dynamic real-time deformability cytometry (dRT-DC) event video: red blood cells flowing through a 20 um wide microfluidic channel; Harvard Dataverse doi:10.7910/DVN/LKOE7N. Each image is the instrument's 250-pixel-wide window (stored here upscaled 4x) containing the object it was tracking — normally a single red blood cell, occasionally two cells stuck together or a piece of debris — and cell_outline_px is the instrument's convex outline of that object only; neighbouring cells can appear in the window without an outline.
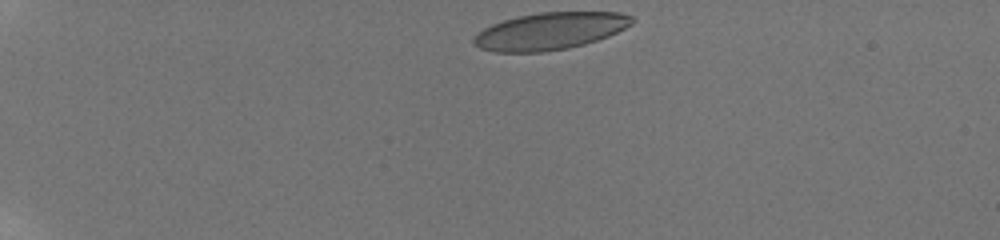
{"species": "human", "species_latin": "Homo sapiens", "temperature_condition": "room temperature", "stored_images_in_passage": 16, "camera_frame_rate_fps": 3000, "um_per_image_px": 0.085, "donor": {"sex": "male"}, "frame": {"image": 1, "passage_image": 1, "time_ms": 0.0, "image_size_px": [1000, 240], "cell_outline_px": [[636, 20], [632, 24], [608, 36], [584, 44], [568, 48], [540, 52], [496, 52], [480, 48], [472, 44], [472, 40], [484, 28], [492, 24], [516, 16], [540, 12], [620, 12], [632, 16]], "centroid_in_image_um": [46.75, 2.63], "position_along_channel_um": 38.2, "area_um2": 34.16}}
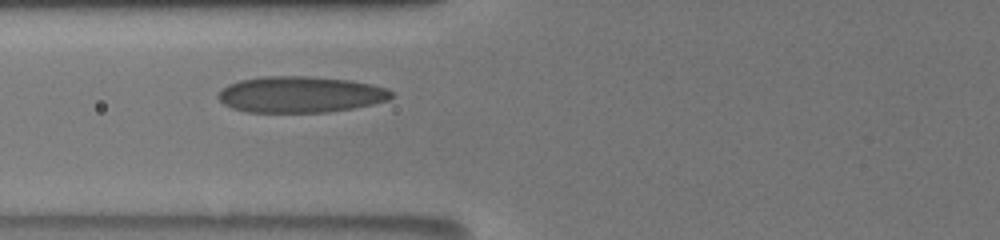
{"frame": {"image": 2, "passage_image": 11, "time_ms": 4.0, "image_size_px": [1000, 240], "cell_outline_px": [[392, 96], [388, 100], [372, 104], [352, 108], [328, 112], [248, 112], [232, 108], [224, 104], [216, 96], [228, 84], [240, 80], [264, 76], [308, 76], [348, 80], [372, 84], [388, 88], [392, 92]], "centroid_in_image_um": [25.53, 8.03], "position_along_channel_um": 100.3, "area_um2": 36.47}}
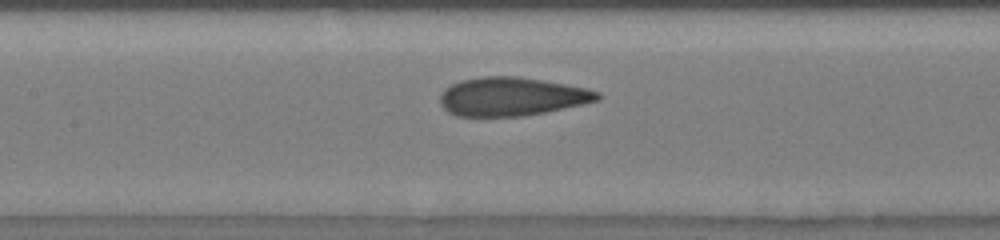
{"frame": {"image": 3, "passage_image": 15, "time_ms": 5.667, "image_size_px": [1000, 240], "cell_outline_px": [[600, 100], [544, 112], [524, 116], [456, 116], [448, 112], [440, 104], [440, 92], [444, 88], [460, 80], [480, 76], [520, 76], [588, 88], [600, 92]], "centroid_in_image_um": [43.47, 8.2], "position_along_channel_um": 163.9, "area_um2": 35.55}}